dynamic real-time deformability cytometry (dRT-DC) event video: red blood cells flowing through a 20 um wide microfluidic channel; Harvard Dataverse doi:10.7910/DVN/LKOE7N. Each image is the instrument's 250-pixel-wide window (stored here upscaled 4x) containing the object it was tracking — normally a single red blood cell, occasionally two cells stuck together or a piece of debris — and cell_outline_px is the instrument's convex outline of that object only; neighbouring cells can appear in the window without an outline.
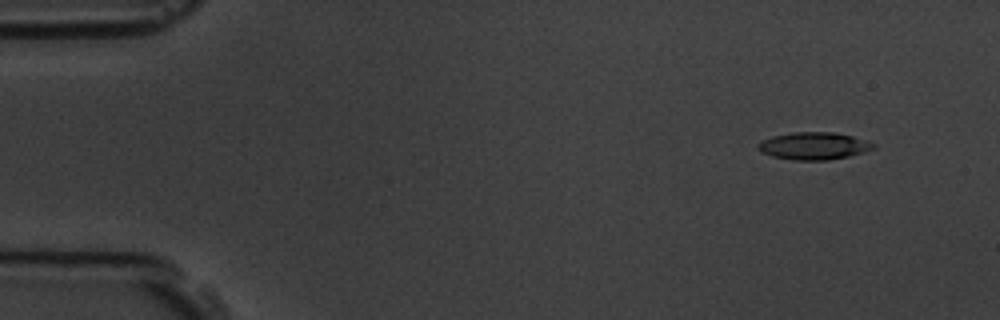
{"species": "common noctule bat (a hibernating species)", "species_latin": "Nyctalus noctula", "temperature_condition": "room temperature", "stored_images_in_passage": 9, "camera_frame_rate_fps": 3000, "um_per_image_px": 0.085, "animal": {"sex": "male", "body_mass_g": 19.5, "forearm_length_mm": 54.6}, "frame": {"image": 1, "passage_image": 2, "time_ms": 1.333, "image_size_px": [1000, 320], "cell_outline_px": [[876, 148], [864, 152], [848, 156], [828, 160], [792, 160], [772, 156], [756, 148], [756, 144], [772, 136], [792, 132], [836, 132], [852, 136], [876, 144]], "centroid_in_image_um": [69.18, 12.4], "position_along_channel_um": 15.8, "area_um2": 18.38}}
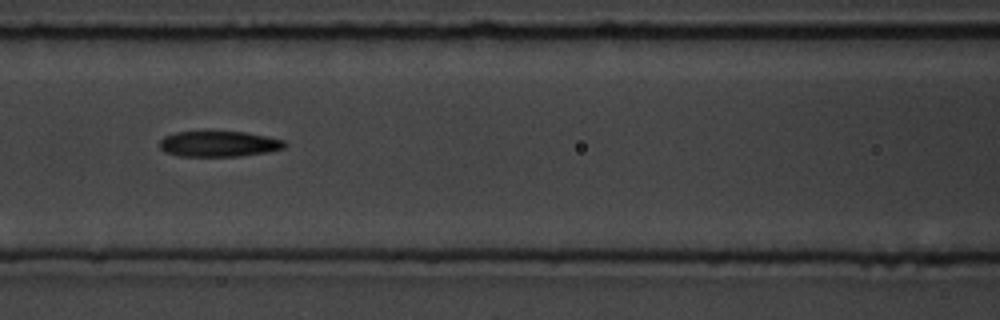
{"frame": {"image": 2, "passage_image": 7, "time_ms": 7.667, "image_size_px": [1000, 320], "cell_outline_px": [[288, 144], [284, 148], [264, 152], [240, 156], [180, 156], [164, 152], [160, 148], [160, 140], [164, 136], [176, 132], [244, 132], [284, 140]], "centroid_in_image_um": [18.57, 12.23], "position_along_channel_um": 148.0, "area_um2": 18.5}}
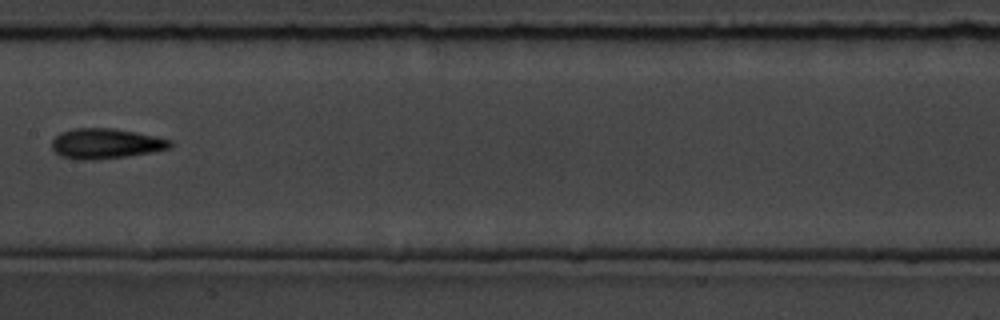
{"frame": {"image": 3, "passage_image": 8, "time_ms": 9.0, "image_size_px": [1000, 320], "cell_outline_px": [[172, 144], [168, 148], [128, 156], [92, 160], [80, 160], [60, 156], [52, 148], [52, 140], [60, 132], [72, 128], [112, 128], [136, 132], [156, 136], [172, 140]], "centroid_in_image_um": [8.95, 12.19], "position_along_channel_um": 198.5, "area_um2": 20.75}}